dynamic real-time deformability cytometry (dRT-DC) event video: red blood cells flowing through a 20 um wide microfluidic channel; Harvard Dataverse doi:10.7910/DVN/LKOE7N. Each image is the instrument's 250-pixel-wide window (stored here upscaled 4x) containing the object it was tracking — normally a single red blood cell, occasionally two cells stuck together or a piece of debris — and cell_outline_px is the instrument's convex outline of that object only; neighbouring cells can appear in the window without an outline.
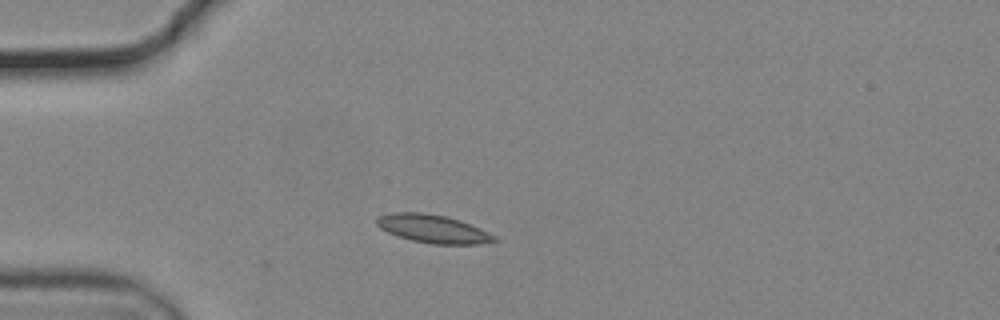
{"species": "common noctule bat (a hibernating species)", "species_latin": "Nyctalus noctula", "temperature_condition": "cold", "stored_images_in_passage": 3, "camera_frame_rate_fps": 3000, "um_per_image_px": 0.085, "animal": {"sex": "male", "body_mass_g": 19.2, "forearm_length_mm": 51.8}, "frame": {"image": 1, "passage_image": 1, "time_ms": 0.0, "image_size_px": [1000, 320], "cell_outline_px": [[500, 240], [480, 244], [432, 244], [412, 240], [388, 232], [380, 228], [376, 224], [376, 220], [380, 216], [392, 212], [420, 212], [444, 216], [460, 220], [480, 228], [496, 236]], "centroid_in_image_um": [36.84, 19.45], "position_along_channel_um": 48.2, "area_um2": 19.19}}